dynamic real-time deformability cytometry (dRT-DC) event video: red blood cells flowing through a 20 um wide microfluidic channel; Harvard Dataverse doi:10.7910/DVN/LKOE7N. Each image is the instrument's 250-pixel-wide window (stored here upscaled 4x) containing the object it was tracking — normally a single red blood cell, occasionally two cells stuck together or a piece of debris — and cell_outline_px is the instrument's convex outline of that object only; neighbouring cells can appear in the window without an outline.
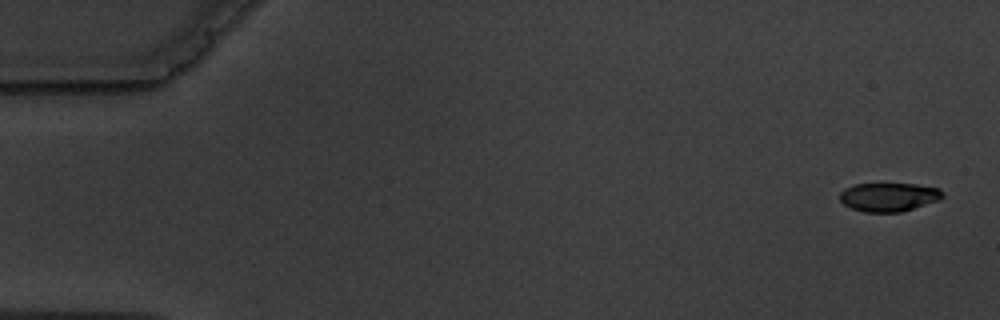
{"species": "common noctule bat (a hibernating species)", "species_latin": "Nyctalus noctula", "temperature_condition": "warm", "stored_images_in_passage": 11, "camera_frame_rate_fps": 3000, "um_per_image_px": 0.085, "animal": {"sex": "male", "body_mass_g": 19.5, "forearm_length_mm": 54.6}, "frame": {"image": 1, "passage_image": 1, "time_ms": 0.0, "image_size_px": [1000, 320], "cell_outline_px": [[944, 196], [940, 200], [900, 212], [864, 212], [852, 208], [844, 204], [840, 200], [840, 192], [844, 188], [856, 184], [916, 184], [940, 188], [944, 192]], "centroid_in_image_um": [75.57, 16.74], "position_along_channel_um": 9.4, "area_um2": 17.22}}
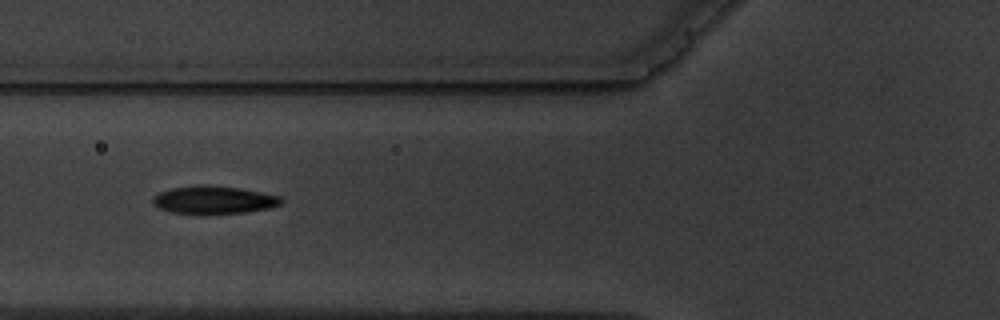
{"frame": {"image": 2, "passage_image": 6, "time_ms": 6.667, "image_size_px": [1000, 320], "cell_outline_px": [[284, 200], [280, 204], [268, 208], [244, 212], [172, 212], [160, 208], [152, 204], [152, 196], [160, 192], [172, 188], [200, 184], [204, 184], [240, 188], [280, 196]], "centroid_in_image_um": [18.16, 16.95], "position_along_channel_um": 107.6, "area_um2": 20.29}}
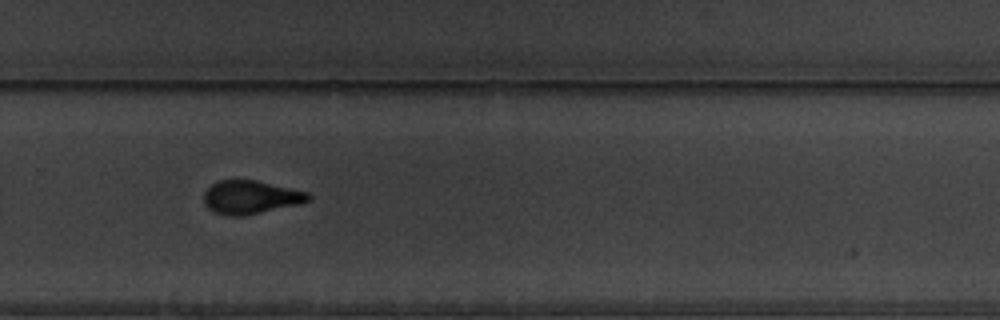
{"frame": {"image": 3, "passage_image": 11, "time_ms": 12.333, "image_size_px": [1000, 320], "cell_outline_px": [[312, 200], [300, 204], [244, 216], [228, 216], [212, 212], [204, 204], [204, 192], [212, 184], [220, 180], [256, 180], [308, 192], [312, 196]], "centroid_in_image_um": [21.31, 16.78], "position_along_channel_um": 308.5, "area_um2": 20.52}}